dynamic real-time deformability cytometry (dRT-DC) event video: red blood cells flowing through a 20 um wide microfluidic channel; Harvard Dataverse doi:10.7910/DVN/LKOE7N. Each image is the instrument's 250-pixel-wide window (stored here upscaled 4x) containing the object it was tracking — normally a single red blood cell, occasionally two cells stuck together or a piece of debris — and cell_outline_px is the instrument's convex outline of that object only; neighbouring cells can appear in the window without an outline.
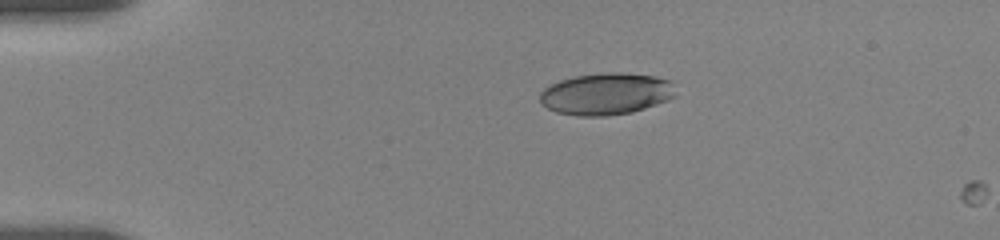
{"species": "human", "species_latin": "Homo sapiens", "temperature_condition": "room temperature", "stored_images_in_passage": 3, "camera_frame_rate_fps": 3000, "um_per_image_px": 0.085, "donor": {"sex": "female"}, "frame": {"image": 1, "passage_image": 1, "time_ms": 0.0, "image_size_px": [1000, 240], "cell_outline_px": [[676, 96], [668, 100], [632, 112], [604, 116], [576, 116], [556, 112], [548, 108], [540, 100], [540, 92], [544, 88], [560, 80], [576, 76], [604, 72], [620, 72], [656, 76], [672, 80]], "centroid_in_image_um": [51.55, 7.97], "position_along_channel_um": 33.5, "area_um2": 33.18}}